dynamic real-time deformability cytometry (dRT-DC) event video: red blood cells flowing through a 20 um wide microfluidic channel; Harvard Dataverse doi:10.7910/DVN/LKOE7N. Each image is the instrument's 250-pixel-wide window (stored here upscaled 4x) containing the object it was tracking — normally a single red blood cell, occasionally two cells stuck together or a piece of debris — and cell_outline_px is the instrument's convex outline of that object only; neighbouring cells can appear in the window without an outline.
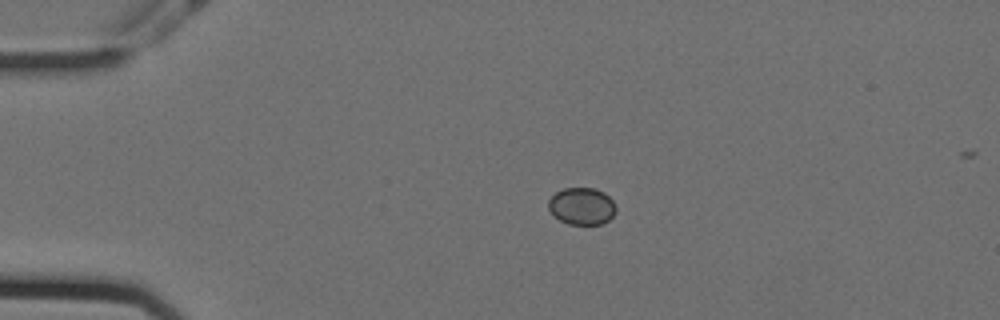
{"species": "Egyptian fruit bat (a non-hibernating species)", "species_latin": "Rousettus aegyptiacus", "temperature_condition": "cold", "stored_images_in_passage": 45, "camera_frame_rate_fps": 3000, "um_per_image_px": 0.085, "animal": {"sex": "female"}, "frame": {"image": 1, "passage_image": 8, "time_ms": 2.333, "image_size_px": [1000, 320], "cell_outline_px": [[616, 212], [608, 220], [600, 224], [568, 224], [560, 220], [548, 208], [548, 200], [556, 192], [564, 188], [596, 188], [604, 192], [616, 204]], "centroid_in_image_um": [49.47, 17.51], "position_along_channel_um": 35.5, "area_um2": 14.57}}
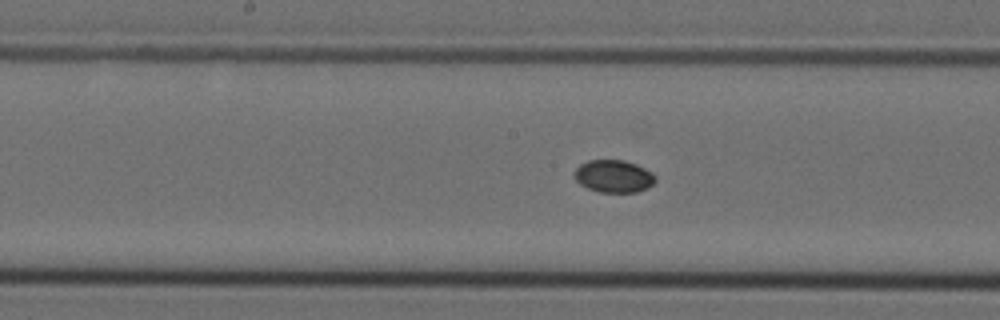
{"frame": {"image": 2, "passage_image": 25, "time_ms": 8.0, "image_size_px": [1000, 320], "cell_outline_px": [[656, 180], [648, 188], [636, 192], [600, 192], [588, 188], [580, 184], [572, 176], [572, 172], [580, 164], [588, 160], [624, 160], [636, 164], [652, 172], [656, 176]], "centroid_in_image_um": [52.14, 14.97], "position_along_channel_um": 196.1, "area_um2": 15.49}}
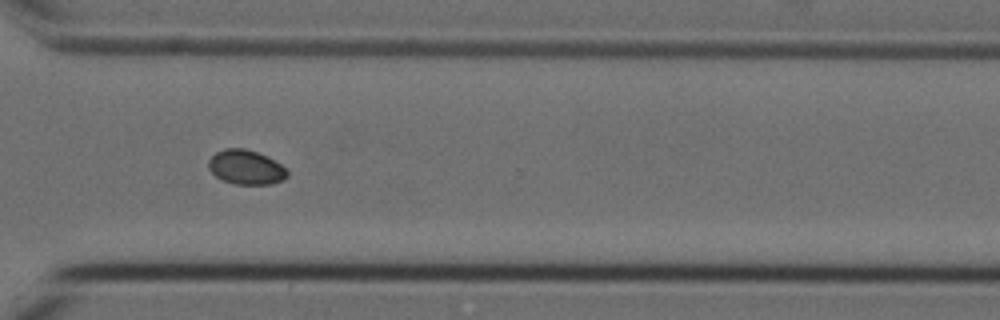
{"frame": {"image": 3, "passage_image": 38, "time_ms": 12.333, "image_size_px": [1000, 320], "cell_outline_px": [[288, 176], [284, 180], [272, 184], [236, 184], [224, 180], [216, 176], [208, 168], [208, 160], [216, 152], [224, 148], [244, 148], [268, 156], [280, 164], [288, 172]], "centroid_in_image_um": [20.91, 14.21], "position_along_channel_um": 349.7, "area_um2": 15.78}}